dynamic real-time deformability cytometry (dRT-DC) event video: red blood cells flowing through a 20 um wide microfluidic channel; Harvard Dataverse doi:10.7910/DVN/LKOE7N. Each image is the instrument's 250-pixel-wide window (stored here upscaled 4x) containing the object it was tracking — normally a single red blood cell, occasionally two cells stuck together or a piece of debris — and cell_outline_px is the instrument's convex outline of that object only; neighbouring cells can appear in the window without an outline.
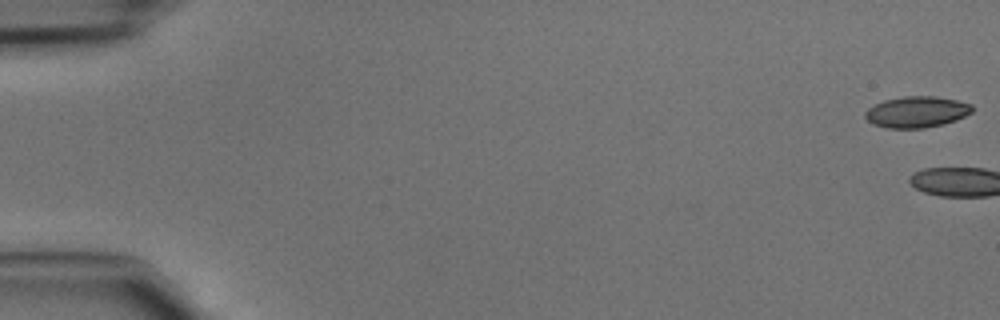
{"species": "common noctule bat (a hibernating species)", "species_latin": "Nyctalus noctula", "temperature_condition": "cold", "stored_images_in_passage": 3, "camera_frame_rate_fps": 3000, "um_per_image_px": 0.085, "animal": {"sex": "male", "body_mass_g": 15.6}, "frame": {"image": 1, "passage_image": 1, "time_ms": 0.0, "image_size_px": [1000, 320], "cell_outline_px": [[972, 112], [956, 120], [944, 124], [924, 128], [888, 128], [872, 124], [864, 116], [864, 112], [868, 108], [884, 100], [904, 96], [936, 96], [956, 100], [972, 104]], "centroid_in_image_um": [77.91, 9.51], "position_along_channel_um": 7.1, "area_um2": 19.48}}